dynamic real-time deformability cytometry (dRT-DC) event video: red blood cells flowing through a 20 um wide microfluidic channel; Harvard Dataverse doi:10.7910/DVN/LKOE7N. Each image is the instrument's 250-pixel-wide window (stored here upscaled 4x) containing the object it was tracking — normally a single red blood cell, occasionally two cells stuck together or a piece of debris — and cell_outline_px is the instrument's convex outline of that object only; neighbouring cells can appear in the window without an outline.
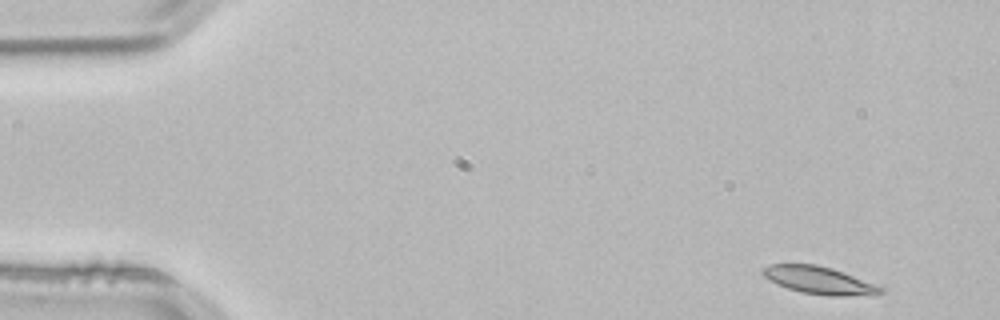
{"species": "common noctule bat (a hibernating species)", "species_latin": "Nyctalus noctula", "temperature_condition": "room temperature", "stored_images_in_passage": 50, "camera_frame_rate_fps": 3000, "um_per_image_px": 0.085, "animal": {"sex": "male", "body_mass_g": 21.5, "forearm_length_mm": 52.0}, "frame": {"image": 1, "passage_image": 1, "time_ms": 0.0, "image_size_px": [1000, 320], "cell_outline_px": [[884, 292], [872, 296], [828, 296], [800, 292], [788, 288], [764, 276], [760, 272], [760, 268], [768, 264], [816, 264], [832, 268], [884, 288]], "centroid_in_image_um": [69.64, 23.83], "position_along_channel_um": 15.4, "area_um2": 18.9}}
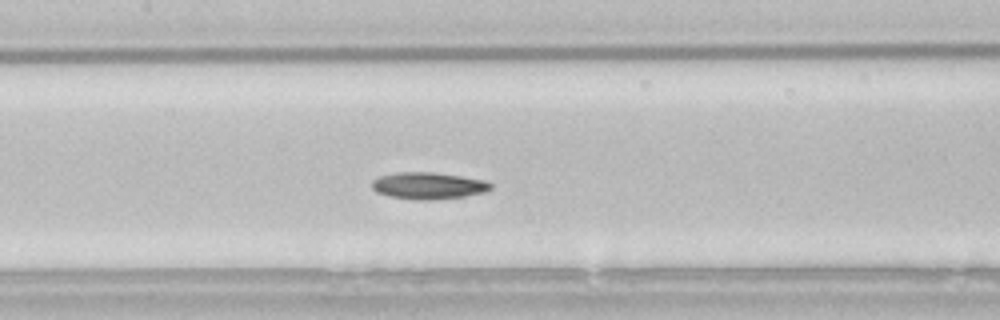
{"frame": {"image": 2, "passage_image": 22, "time_ms": 7.0, "image_size_px": [1000, 320], "cell_outline_px": [[492, 188], [484, 192], [464, 196], [432, 200], [412, 200], [388, 196], [376, 192], [372, 188], [372, 180], [380, 176], [396, 172], [436, 172], [484, 180], [492, 184]], "centroid_in_image_um": [36.37, 15.78], "position_along_channel_um": 171.0, "area_um2": 18.67}}
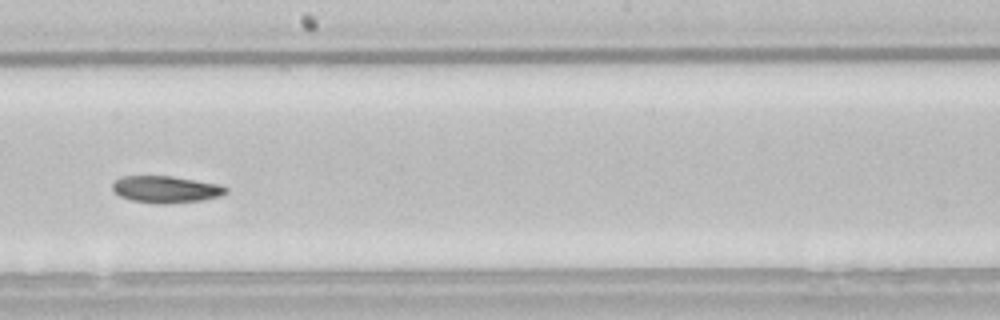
{"frame": {"image": 3, "passage_image": 27, "time_ms": 8.667, "image_size_px": [1000, 320], "cell_outline_px": [[228, 192], [220, 196], [204, 200], [168, 204], [160, 204], [132, 200], [120, 196], [112, 188], [112, 184], [120, 176], [172, 176], [220, 184], [228, 188]], "centroid_in_image_um": [14.14, 16.09], "position_along_channel_um": 234.1, "area_um2": 17.86}, "authors_computed_cell_mechanics": {"area_um2": 18.6405, "velocity_mm_per_s": 3.8073, "shape_relaxation_time_tau1_ms": 5.9304, "shape_relaxation_time_tau2_ms": null, "deformation_change_tau1": 0.1295, "deformation_change_tau2": null}}